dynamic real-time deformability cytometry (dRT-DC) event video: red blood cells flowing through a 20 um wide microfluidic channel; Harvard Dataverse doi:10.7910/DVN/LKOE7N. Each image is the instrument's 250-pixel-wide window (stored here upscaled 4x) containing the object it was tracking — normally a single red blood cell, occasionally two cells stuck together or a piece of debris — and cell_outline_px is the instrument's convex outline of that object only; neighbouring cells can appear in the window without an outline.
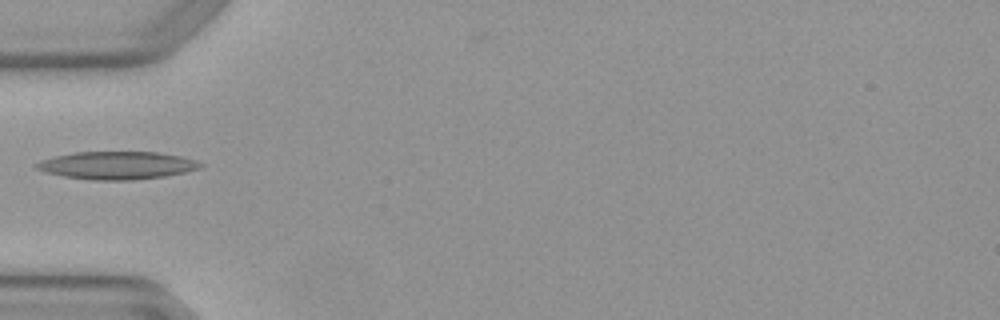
{"species": "Egyptian fruit bat (a non-hibernating species)", "species_latin": "Rousettus aegyptiacus", "temperature_condition": "warm", "stored_images_in_passage": 2, "camera_frame_rate_fps": 3000, "um_per_image_px": 0.085, "animal": {"sex": "female"}, "frame": {"image": 1, "passage_image": 2, "time_ms": 0.333, "image_size_px": [1000, 320], "cell_outline_px": [[204, 164], [200, 168], [184, 172], [164, 176], [132, 180], [96, 180], [64, 176], [48, 172], [36, 168], [32, 164], [40, 160], [56, 156], [76, 152], [156, 152], [180, 156], [196, 160]], "centroid_in_image_um": [9.95, 14.05], "position_along_channel_um": 75.1, "area_um2": 26.3}}